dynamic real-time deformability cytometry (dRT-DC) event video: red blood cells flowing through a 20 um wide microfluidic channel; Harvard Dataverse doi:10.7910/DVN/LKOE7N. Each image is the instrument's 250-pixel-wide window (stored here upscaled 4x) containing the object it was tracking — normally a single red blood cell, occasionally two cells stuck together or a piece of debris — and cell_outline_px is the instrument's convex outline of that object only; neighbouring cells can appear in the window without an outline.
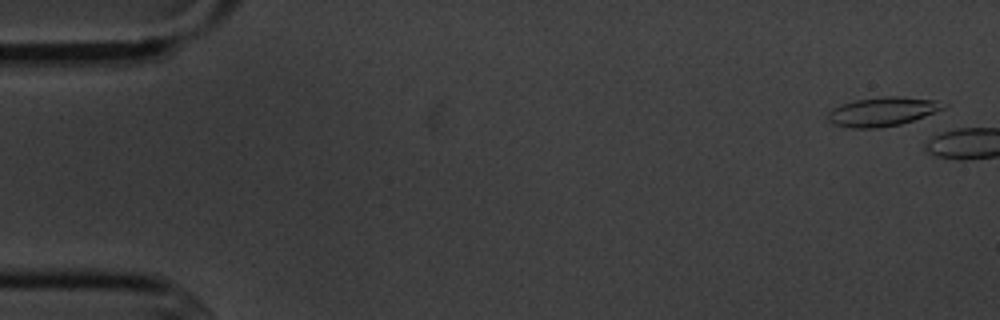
{"species": "common noctule bat (a hibernating species)", "species_latin": "Nyctalus noctula", "temperature_condition": "cold", "stored_images_in_passage": 2, "camera_frame_rate_fps": 3000, "um_per_image_px": 0.085, "animal": {"sex": "male", "body_mass_g": 20.1, "forearm_length_mm": 53.5}, "frame": {"image": 1, "passage_image": 1, "time_ms": 0.0, "image_size_px": [1000, 320], "cell_outline_px": [[948, 104], [944, 108], [924, 116], [900, 124], [880, 128], [852, 128], [832, 124], [828, 120], [828, 112], [832, 108], [840, 104], [856, 100], [884, 96], [900, 96], [936, 100]], "centroid_in_image_um": [74.98, 9.48], "position_along_channel_um": 10.0, "area_um2": 19.54}}